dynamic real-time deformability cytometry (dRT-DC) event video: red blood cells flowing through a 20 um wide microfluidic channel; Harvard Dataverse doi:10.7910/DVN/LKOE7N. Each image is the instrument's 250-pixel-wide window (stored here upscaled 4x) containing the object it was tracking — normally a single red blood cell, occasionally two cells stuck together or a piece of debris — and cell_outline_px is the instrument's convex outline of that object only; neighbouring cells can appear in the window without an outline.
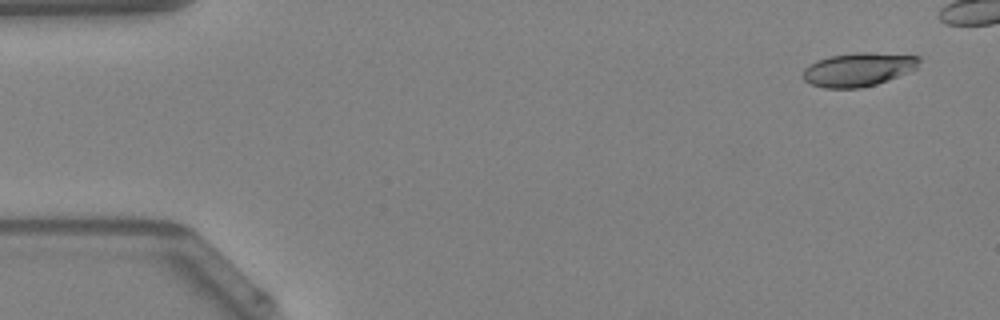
{"species": "Egyptian fruit bat (a non-hibernating species)", "species_latin": "Rousettus aegyptiacus", "temperature_condition": "warm", "stored_images_in_passage": 40, "camera_frame_rate_fps": 3000, "um_per_image_px": 0.085, "animal": {"sex": "female"}, "frame": {"image": 1, "passage_image": 1, "time_ms": 0.0, "image_size_px": [1000, 320], "cell_outline_px": [[920, 68], [888, 80], [876, 84], [860, 88], [824, 88], [812, 84], [804, 80], [804, 68], [808, 64], [816, 60], [828, 56], [856, 52], [872, 52], [920, 56]], "centroid_in_image_um": [72.99, 5.89], "position_along_channel_um": 12.0, "area_um2": 23.06}}
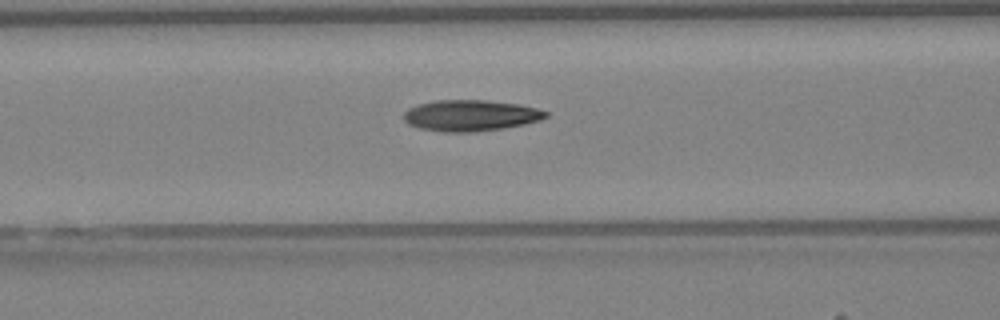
{"frame": {"image": 2, "passage_image": 18, "time_ms": 5.667, "image_size_px": [1000, 320], "cell_outline_px": [[548, 116], [540, 120], [524, 124], [500, 128], [472, 132], [444, 132], [420, 128], [408, 124], [404, 120], [404, 112], [408, 108], [420, 104], [436, 100], [484, 100], [520, 104], [536, 108], [548, 112]], "centroid_in_image_um": [39.99, 9.81], "position_along_channel_um": 126.6, "area_um2": 25.61}}